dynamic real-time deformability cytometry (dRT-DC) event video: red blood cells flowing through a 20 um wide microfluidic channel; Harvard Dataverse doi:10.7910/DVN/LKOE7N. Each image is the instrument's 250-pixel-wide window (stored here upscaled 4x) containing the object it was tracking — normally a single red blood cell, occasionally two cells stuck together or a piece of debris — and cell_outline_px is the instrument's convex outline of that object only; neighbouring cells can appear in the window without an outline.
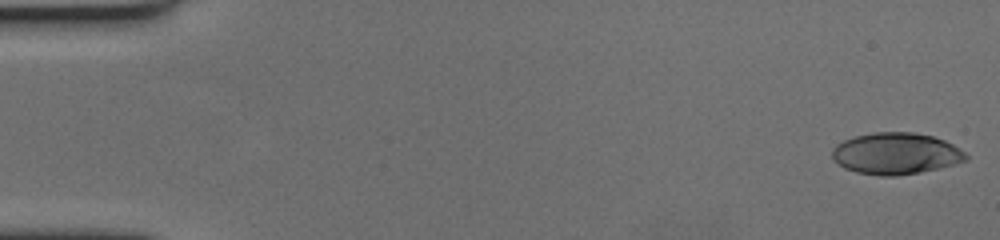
{"species": "human", "species_latin": "Homo sapiens", "temperature_condition": "cold", "stored_images_in_passage": 59, "camera_frame_rate_fps": 3000, "um_per_image_px": 0.085, "donor": {"sex": "female"}, "frame": {"image": 1, "passage_image": 1, "time_ms": 0.0, "image_size_px": [1000, 240], "cell_outline_px": [[968, 160], [920, 172], [896, 176], [880, 176], [856, 172], [844, 168], [832, 156], [832, 148], [836, 144], [844, 140], [856, 136], [872, 132], [912, 132], [932, 136], [944, 140], [952, 144], [964, 152], [968, 156]], "centroid_in_image_um": [76.13, 13.05], "position_along_channel_um": 8.9, "area_um2": 32.19}}
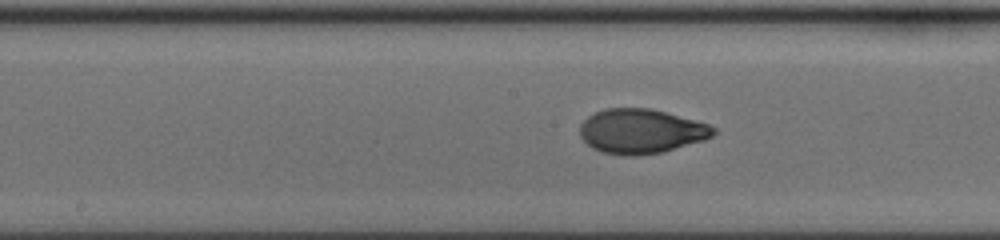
{"frame": {"image": 2, "passage_image": 30, "time_ms": 9.667, "image_size_px": [1000, 240], "cell_outline_px": [[716, 132], [712, 136], [704, 140], [664, 152], [636, 156], [624, 156], [600, 152], [592, 148], [580, 136], [580, 124], [588, 116], [604, 108], [652, 108], [708, 124], [716, 128]], "centroid_in_image_um": [54.48, 11.16], "position_along_channel_um": 193.7, "area_um2": 34.85}}
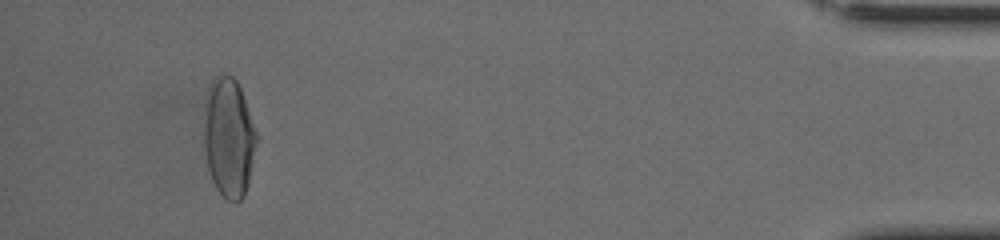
{"frame": {"image": 3, "passage_image": 55, "time_ms": 18.0, "image_size_px": [1000, 240], "cell_outline_px": [[256, 144], [248, 180], [244, 196], [236, 204], [228, 200], [216, 188], [212, 180], [208, 168], [204, 148], [204, 112], [208, 88], [216, 76], [220, 72], [232, 76], [236, 80], [240, 88], [256, 132]], "centroid_in_image_um": [19.42, 11.68], "position_along_channel_um": 415.8, "area_um2": 36.18}, "authors_computed_cell_mechanics": {"area_um2": 33.9286, "velocity_mm_per_s": 3.491, "shape_relaxation_time_tau1_ms": 4.9204, "shape_relaxation_time_tau2_ms": 1.0476, "deformation_change_tau1": 0.2148, "deformation_change_tau2": 0.0465}}